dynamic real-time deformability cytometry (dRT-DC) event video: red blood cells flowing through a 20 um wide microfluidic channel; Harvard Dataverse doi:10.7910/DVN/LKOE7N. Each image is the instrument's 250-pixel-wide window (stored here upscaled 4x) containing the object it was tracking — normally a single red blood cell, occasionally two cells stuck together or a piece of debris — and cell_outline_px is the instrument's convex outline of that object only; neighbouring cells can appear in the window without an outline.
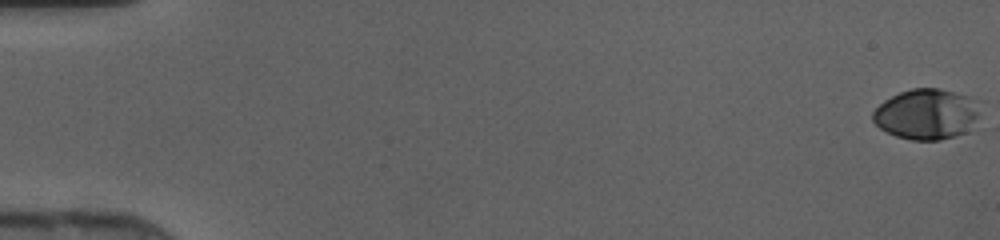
{"species": "human", "species_latin": "Homo sapiens", "temperature_condition": "cold", "stored_images_in_passage": 47, "camera_frame_rate_fps": 3000, "um_per_image_px": 0.085, "donor": {"sex": "female"}, "frame": {"image": 1, "passage_image": 1, "time_ms": 0.0, "image_size_px": [1000, 240], "cell_outline_px": [[984, 100], [968, 132], [956, 136], [940, 140], [912, 140], [896, 136], [880, 128], [872, 120], [872, 112], [884, 100], [900, 92], [912, 88], [940, 88]], "centroid_in_image_um": [78.8, 9.69], "position_along_channel_um": 6.2, "area_um2": 31.91}}
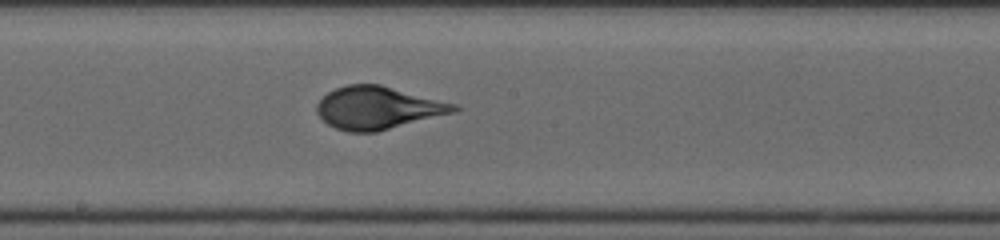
{"frame": {"image": 2, "passage_image": 27, "time_ms": 8.667, "image_size_px": [1000, 240], "cell_outline_px": [[460, 108], [456, 112], [376, 132], [348, 132], [336, 128], [328, 124], [316, 112], [316, 104], [328, 92], [336, 88], [348, 84], [380, 84], [456, 104]], "centroid_in_image_um": [32.12, 9.17], "position_along_channel_um": 216.1, "area_um2": 33.93}}
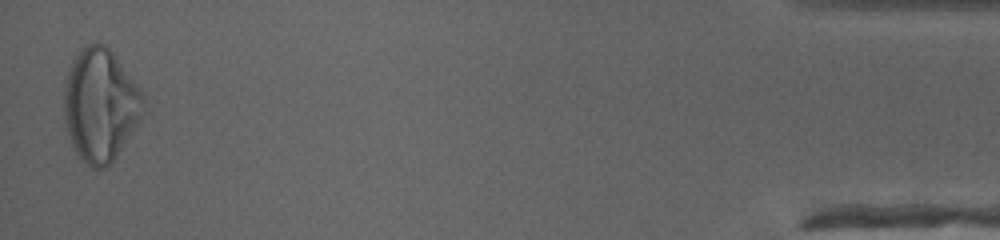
{"frame": {"image": 3, "passage_image": 47, "time_ms": 15.333, "image_size_px": [1000, 240], "cell_outline_px": [[144, 100], [140, 120], [116, 156], [104, 168], [92, 168], [76, 152], [72, 144], [68, 132], [64, 116], [64, 80], [72, 60], [80, 48], [88, 44], [104, 44], [116, 56], [140, 88]], "centroid_in_image_um": [8.51, 8.89], "position_along_channel_um": 426.7, "area_um2": 51.62}}